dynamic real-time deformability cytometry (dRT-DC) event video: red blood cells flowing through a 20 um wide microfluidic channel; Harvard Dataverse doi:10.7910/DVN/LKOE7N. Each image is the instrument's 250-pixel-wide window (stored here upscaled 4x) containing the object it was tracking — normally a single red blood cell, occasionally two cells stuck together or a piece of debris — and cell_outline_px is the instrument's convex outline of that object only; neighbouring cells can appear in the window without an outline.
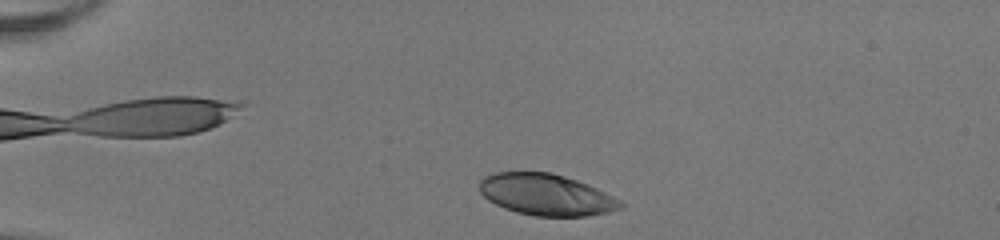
{"species": "human", "species_latin": "Homo sapiens", "temperature_condition": "room temperature", "stored_images_in_passage": 36, "camera_frame_rate_fps": 3000, "um_per_image_px": 0.085, "donor": {"sex": "female"}, "frame": {"image": 1, "passage_image": 2, "time_ms": 0.333, "image_size_px": [1000, 240], "cell_outline_px": [[624, 208], [608, 212], [584, 216], [536, 216], [516, 212], [504, 208], [488, 200], [480, 192], [480, 180], [484, 176], [496, 172], [548, 172], [564, 176], [588, 184], [620, 200], [624, 204]], "centroid_in_image_um": [46.42, 16.55], "position_along_channel_um": 38.6, "area_um2": 33.93}}
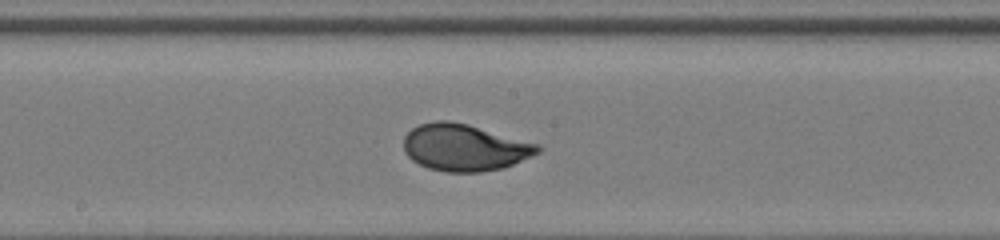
{"frame": {"image": 2, "passage_image": 19, "time_ms": 6.0, "image_size_px": [1000, 240], "cell_outline_px": [[540, 152], [532, 156], [504, 168], [480, 172], [444, 172], [428, 168], [412, 160], [404, 152], [404, 136], [412, 128], [420, 124], [436, 120], [448, 120], [468, 124], [540, 144]], "centroid_in_image_um": [39.49, 12.54], "position_along_channel_um": 208.7, "area_um2": 36.76}}
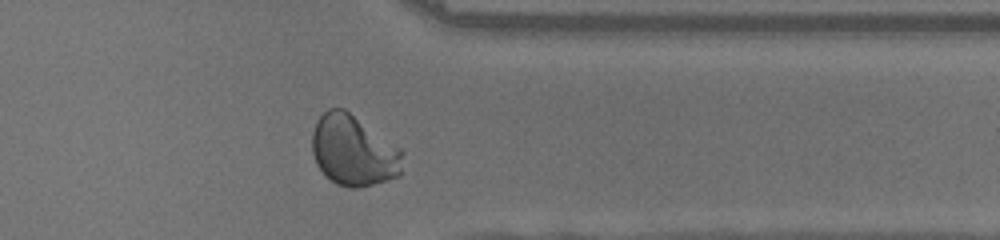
{"frame": {"image": 3, "passage_image": 32, "time_ms": 10.333, "image_size_px": [1000, 240], "cell_outline_px": [[404, 152], [400, 176], [372, 184], [356, 188], [348, 188], [336, 184], [324, 176], [316, 164], [312, 152], [312, 132], [316, 120], [328, 108], [344, 108], [404, 148]], "centroid_in_image_um": [30.07, 12.79], "position_along_channel_um": 381.3, "area_um2": 38.15}, "authors_computed_cell_mechanics": {"area_um2": 35.8649, "velocity_mm_per_s": 4.0264, "shape_relaxation_time_tau1_ms": 3.2053, "shape_relaxation_time_tau2_ms": null, "deformation_change_tau1": 0.1935, "deformation_change_tau2": null}}